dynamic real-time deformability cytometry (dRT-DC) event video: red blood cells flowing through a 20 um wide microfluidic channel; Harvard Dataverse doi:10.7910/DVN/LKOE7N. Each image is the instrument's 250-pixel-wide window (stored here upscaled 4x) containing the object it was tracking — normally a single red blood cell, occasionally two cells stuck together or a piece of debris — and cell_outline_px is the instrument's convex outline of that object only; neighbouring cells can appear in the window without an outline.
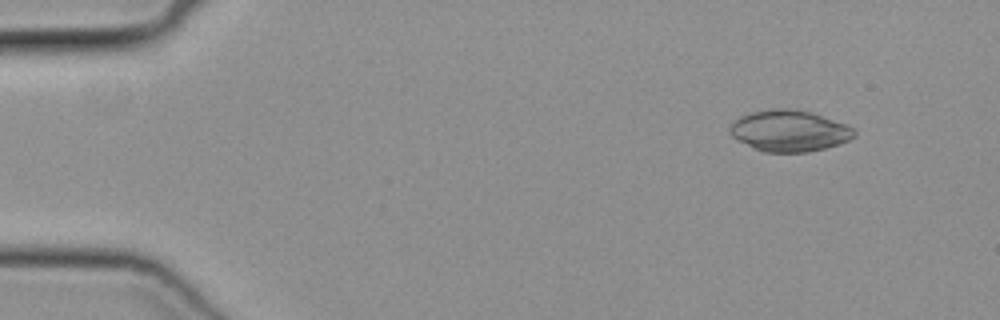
{"species": "common noctule bat (a hibernating species)", "species_latin": "Nyctalus noctula", "temperature_condition": "cold", "stored_images_in_passage": 38, "camera_frame_rate_fps": 3000, "um_per_image_px": 0.085, "animal": {"sex": "female", "body_mass_g": 19.3, "forearm_length_mm": 54.1}, "frame": {"image": 1, "passage_image": 5, "time_ms": 1.333, "image_size_px": [1000, 320], "cell_outline_px": [[856, 136], [840, 144], [808, 152], [764, 152], [736, 140], [728, 132], [728, 128], [740, 116], [752, 112], [772, 108], [796, 108], [812, 112], [848, 124], [856, 132]], "centroid_in_image_um": [67.1, 11.11], "position_along_channel_um": 17.9, "area_um2": 30.23}}
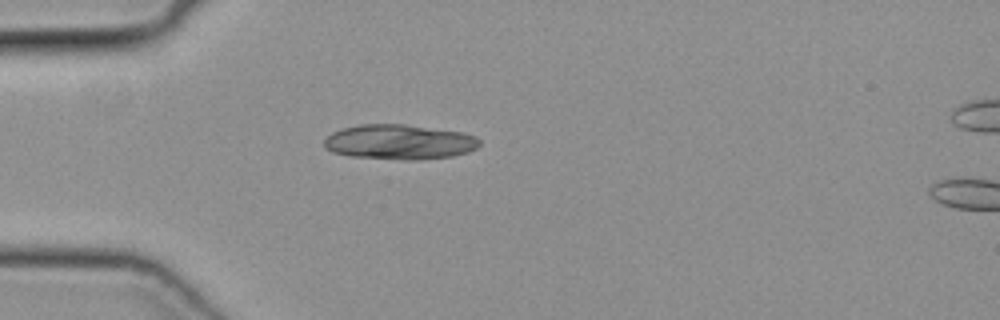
{"frame": {"image": 2, "passage_image": 14, "time_ms": 4.333, "image_size_px": [1000, 320], "cell_outline_px": [[480, 144], [476, 148], [468, 152], [452, 156], [420, 160], [404, 160], [352, 156], [332, 152], [324, 148], [324, 140], [332, 132], [344, 128], [360, 124], [404, 124], [464, 132], [476, 136], [480, 140]], "centroid_in_image_um": [33.97, 12.07], "position_along_channel_um": 51.0, "area_um2": 31.79}}